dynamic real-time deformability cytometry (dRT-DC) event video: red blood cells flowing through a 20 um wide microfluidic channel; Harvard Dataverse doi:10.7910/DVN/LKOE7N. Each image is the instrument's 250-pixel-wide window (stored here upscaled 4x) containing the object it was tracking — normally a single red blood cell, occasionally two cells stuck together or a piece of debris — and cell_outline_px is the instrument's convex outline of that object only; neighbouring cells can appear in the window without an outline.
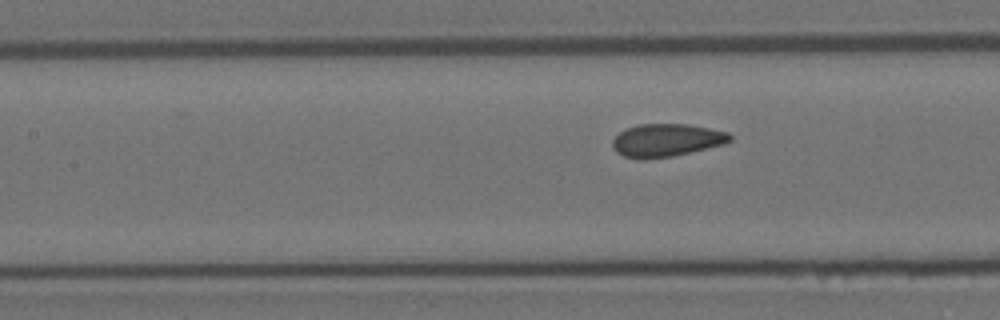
{"species": "Egyptian fruit bat (a non-hibernating species)", "species_latin": "Rousettus aegyptiacus", "temperature_condition": "room temperature", "stored_images_in_passage": 9, "segment_of_instrument_passage": [2, 2], "camera_frame_rate_fps": 3000, "um_per_image_px": 0.085, "animal": {"sex": "female"}, "frame": {"image": 1, "passage_image": 9, "time_ms": 2.667, "image_size_px": [1000, 320], "cell_outline_px": [[732, 140], [724, 144], [672, 156], [644, 160], [640, 160], [624, 156], [616, 152], [612, 148], [612, 140], [620, 132], [628, 128], [640, 124], [688, 124], [728, 132], [732, 136]], "centroid_in_image_um": [56.63, 11.93], "position_along_channel_um": 150.8, "area_um2": 22.48}}